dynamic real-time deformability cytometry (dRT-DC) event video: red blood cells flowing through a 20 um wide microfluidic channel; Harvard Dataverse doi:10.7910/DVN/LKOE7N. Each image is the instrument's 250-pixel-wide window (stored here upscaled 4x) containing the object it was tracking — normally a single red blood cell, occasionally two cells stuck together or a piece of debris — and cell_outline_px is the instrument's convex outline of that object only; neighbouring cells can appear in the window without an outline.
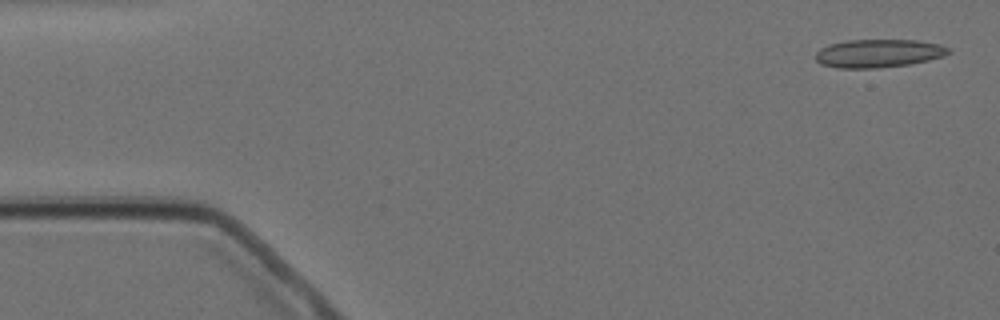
{"species": "Egyptian fruit bat (a non-hibernating species)", "species_latin": "Rousettus aegyptiacus", "temperature_condition": "cold", "stored_images_in_passage": 6, "camera_frame_rate_fps": 3000, "um_per_image_px": 0.085, "animal": {"sex": "female"}, "frame": {"image": 1, "passage_image": 1, "time_ms": 0.0, "image_size_px": [1000, 320], "cell_outline_px": [[952, 52], [944, 56], [928, 60], [908, 64], [876, 68], [836, 68], [820, 64], [816, 60], [816, 52], [820, 48], [828, 44], [848, 40], [916, 40], [940, 44], [952, 48]], "centroid_in_image_um": [74.68, 4.53], "position_along_channel_um": 10.3, "area_um2": 22.02}}
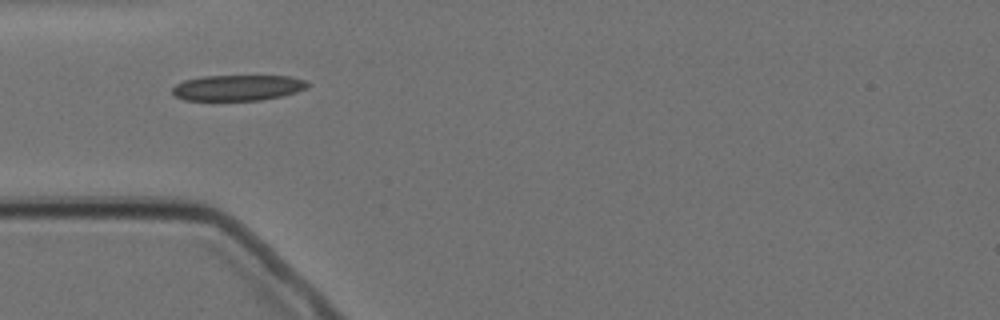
{"frame": {"image": 2, "passage_image": 5, "time_ms": 4.667, "image_size_px": [1000, 320], "cell_outline_px": [[308, 88], [284, 96], [260, 100], [184, 100], [176, 96], [172, 92], [172, 88], [176, 84], [184, 80], [204, 76], [292, 76], [308, 80]], "centroid_in_image_um": [20.26, 7.45], "position_along_channel_um": 64.7, "area_um2": 20.4}}
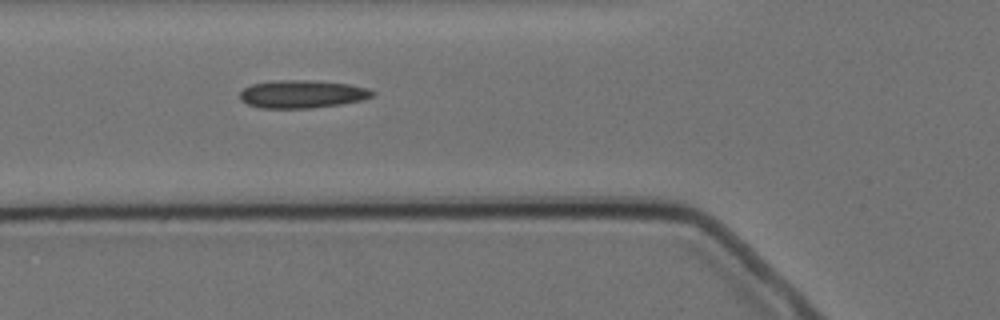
{"frame": {"image": 3, "passage_image": 6, "time_ms": 5.667, "image_size_px": [1000, 320], "cell_outline_px": [[376, 92], [372, 96], [364, 100], [340, 104], [312, 108], [260, 108], [248, 104], [240, 100], [240, 92], [244, 88], [252, 84], [272, 80], [308, 80], [348, 84], [368, 88]], "centroid_in_image_um": [25.68, 8.0], "position_along_channel_um": 100.1, "area_um2": 21.62}}